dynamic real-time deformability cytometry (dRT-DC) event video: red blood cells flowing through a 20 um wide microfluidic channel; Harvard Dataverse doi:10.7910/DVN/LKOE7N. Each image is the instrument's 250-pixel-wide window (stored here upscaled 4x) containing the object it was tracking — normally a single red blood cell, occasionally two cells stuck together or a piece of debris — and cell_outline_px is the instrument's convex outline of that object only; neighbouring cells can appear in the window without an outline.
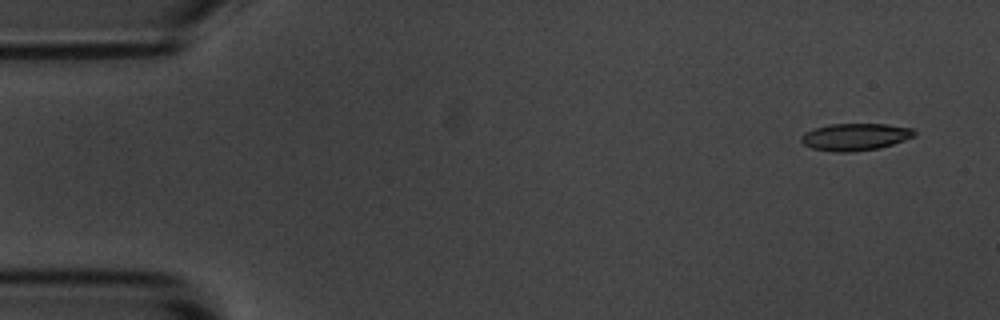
{"species": "common noctule bat (a hibernating species)", "species_latin": "Nyctalus noctula", "temperature_condition": "room temperature", "stored_images_in_passage": 7, "camera_frame_rate_fps": 3000, "um_per_image_px": 0.085, "animal": {"sex": "male", "body_mass_g": 20.1, "forearm_length_mm": 53.5}, "frame": {"image": 1, "passage_image": 1, "time_ms": 0.0, "image_size_px": [1000, 320], "cell_outline_px": [[916, 136], [880, 148], [852, 152], [836, 152], [812, 148], [804, 144], [800, 140], [800, 136], [804, 132], [828, 124], [884, 124], [912, 128], [916, 132]], "centroid_in_image_um": [72.69, 11.63], "position_along_channel_um": 12.3, "area_um2": 17.92}}
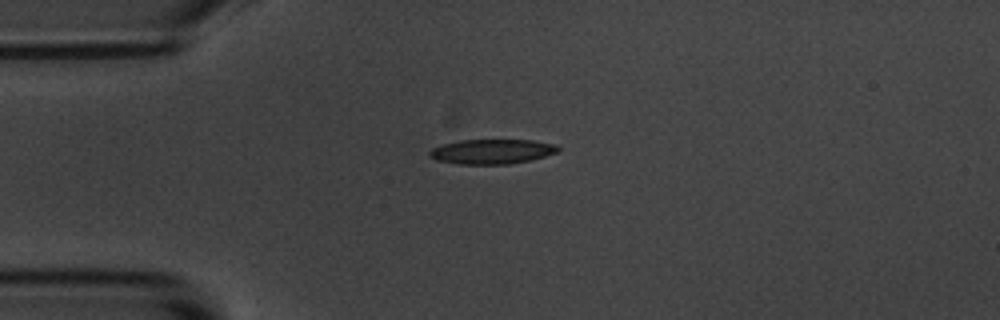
{"frame": {"image": 2, "passage_image": 4, "time_ms": 3.333, "image_size_px": [1000, 320], "cell_outline_px": [[560, 148], [556, 152], [544, 156], [528, 160], [508, 164], [456, 164], [436, 160], [428, 156], [428, 152], [432, 148], [444, 144], [460, 140], [532, 140], [556, 144]], "centroid_in_image_um": [41.77, 12.88], "position_along_channel_um": 43.2, "area_um2": 18.44}}
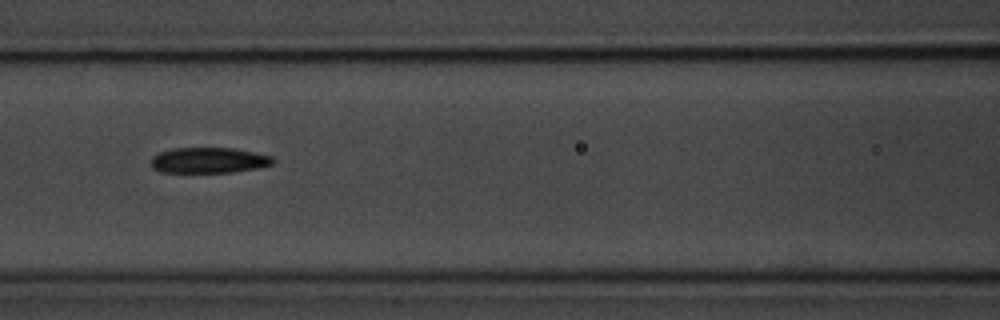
{"frame": {"image": 3, "passage_image": 7, "time_ms": 6.667, "image_size_px": [1000, 320], "cell_outline_px": [[276, 160], [272, 164], [256, 168], [232, 172], [160, 172], [152, 168], [152, 156], [160, 152], [172, 148], [232, 148], [272, 156]], "centroid_in_image_um": [17.73, 13.62], "position_along_channel_um": 148.9, "area_um2": 18.09}}